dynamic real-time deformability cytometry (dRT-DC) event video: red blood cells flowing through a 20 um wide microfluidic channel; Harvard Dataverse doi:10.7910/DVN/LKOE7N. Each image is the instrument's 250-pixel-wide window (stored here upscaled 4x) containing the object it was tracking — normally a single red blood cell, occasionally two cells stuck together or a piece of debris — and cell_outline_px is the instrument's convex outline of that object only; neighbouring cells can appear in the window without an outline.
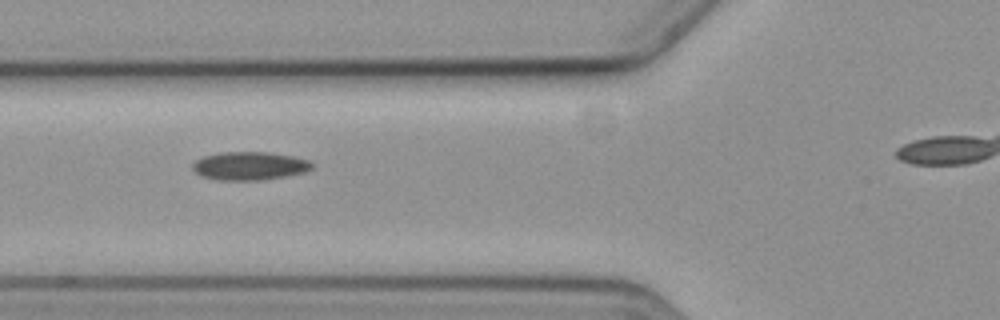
{"species": "common noctule bat (a hibernating species)", "species_latin": "Nyctalus noctula", "temperature_condition": "cold", "stored_images_in_passage": 8, "segment_of_instrument_passage": [1, 2], "camera_frame_rate_fps": 3000, "um_per_image_px": 0.085, "animal": {"sex": "female", "body_mass_g": 19.3, "forearm_length_mm": 54.1}, "frame": {"image": 1, "passage_image": 6, "time_ms": 7.333, "image_size_px": [1000, 320], "cell_outline_px": [[312, 168], [304, 172], [264, 180], [216, 180], [200, 176], [192, 172], [192, 164], [196, 160], [204, 156], [224, 152], [268, 152], [292, 156], [308, 160], [312, 164]], "centroid_in_image_um": [21.15, 14.11], "position_along_channel_um": 104.6, "area_um2": 19.71}}
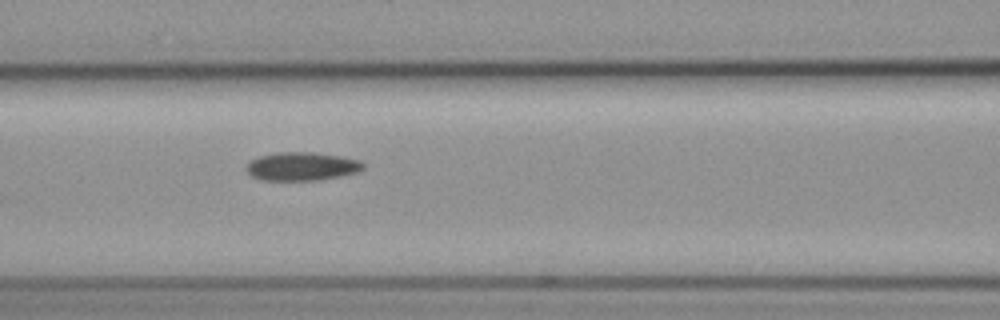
{"frame": {"image": 2, "passage_image": 7, "time_ms": 8.333, "image_size_px": [1000, 320], "cell_outline_px": [[364, 168], [360, 172], [340, 176], [316, 180], [264, 180], [252, 176], [244, 168], [252, 160], [260, 156], [276, 152], [312, 152], [340, 156], [360, 160], [364, 164]], "centroid_in_image_um": [25.68, 14.14], "position_along_channel_um": 140.9, "area_um2": 19.31}}